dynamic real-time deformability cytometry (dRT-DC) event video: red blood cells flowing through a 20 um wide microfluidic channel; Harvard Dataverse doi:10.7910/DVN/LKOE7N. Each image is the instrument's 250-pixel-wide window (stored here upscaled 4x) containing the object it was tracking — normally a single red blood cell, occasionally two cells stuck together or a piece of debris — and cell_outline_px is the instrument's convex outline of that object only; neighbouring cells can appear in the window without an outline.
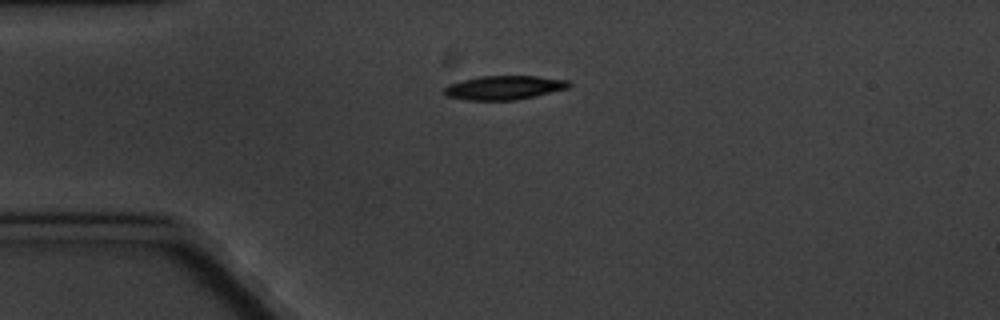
{"species": "common noctule bat (a hibernating species)", "species_latin": "Nyctalus noctula", "temperature_condition": "cold", "stored_images_in_passage": 2, "camera_frame_rate_fps": 3000, "um_per_image_px": 0.085, "animal": {"sex": "male", "body_mass_g": 20.1, "forearm_length_mm": 53.5}, "frame": {"image": 1, "passage_image": 1, "time_ms": 0.0, "image_size_px": [1000, 320], "cell_outline_px": [[572, 84], [568, 88], [516, 100], [464, 100], [448, 96], [440, 92], [448, 84], [480, 76], [540, 76], [568, 80]], "centroid_in_image_um": [42.82, 7.45], "position_along_channel_um": 42.2, "area_um2": 17.46}}